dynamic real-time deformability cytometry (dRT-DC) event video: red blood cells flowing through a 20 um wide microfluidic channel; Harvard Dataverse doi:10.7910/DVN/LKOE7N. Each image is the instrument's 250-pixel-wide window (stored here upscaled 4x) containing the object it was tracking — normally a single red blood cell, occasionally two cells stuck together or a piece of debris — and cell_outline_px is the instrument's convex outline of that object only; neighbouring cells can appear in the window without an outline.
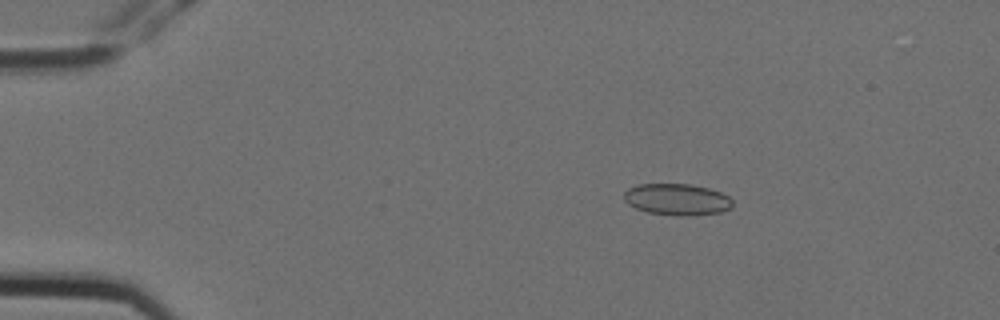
{"species": "Egyptian fruit bat (a non-hibernating species)", "species_latin": "Rousettus aegyptiacus", "temperature_condition": "cold", "stored_images_in_passage": 4, "camera_frame_rate_fps": 3000, "um_per_image_px": 0.085, "animal": {"sex": "female"}, "frame": {"image": 1, "passage_image": 2, "time_ms": 0.333, "image_size_px": [1000, 320], "cell_outline_px": [[732, 208], [720, 212], [688, 216], [680, 216], [648, 212], [636, 208], [628, 204], [624, 200], [624, 192], [628, 188], [640, 184], [692, 184], [708, 188], [720, 192], [728, 196], [732, 200]], "centroid_in_image_um": [57.55, 16.95], "position_along_channel_um": 27.5, "area_um2": 19.94}}
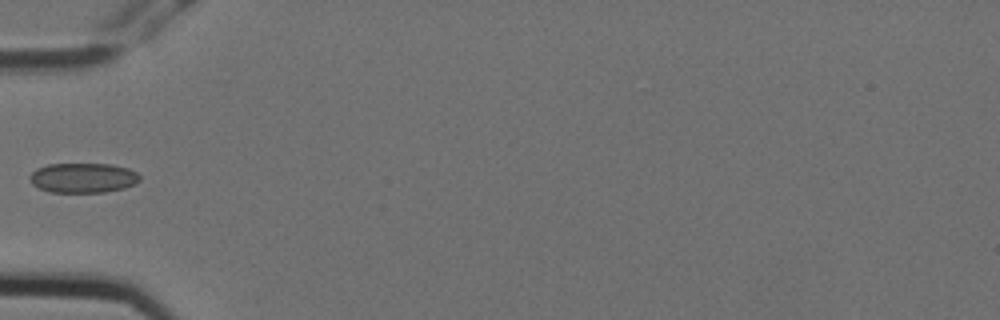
{"frame": {"image": 2, "passage_image": 4, "time_ms": 1.0, "image_size_px": [1000, 320], "cell_outline_px": [[140, 180], [136, 184], [124, 188], [104, 192], [48, 192], [32, 184], [28, 180], [28, 176], [36, 168], [48, 164], [112, 164], [128, 168], [136, 172], [140, 176]], "centroid_in_image_um": [7.04, 15.11], "position_along_channel_um": 78.0, "area_um2": 19.31}}